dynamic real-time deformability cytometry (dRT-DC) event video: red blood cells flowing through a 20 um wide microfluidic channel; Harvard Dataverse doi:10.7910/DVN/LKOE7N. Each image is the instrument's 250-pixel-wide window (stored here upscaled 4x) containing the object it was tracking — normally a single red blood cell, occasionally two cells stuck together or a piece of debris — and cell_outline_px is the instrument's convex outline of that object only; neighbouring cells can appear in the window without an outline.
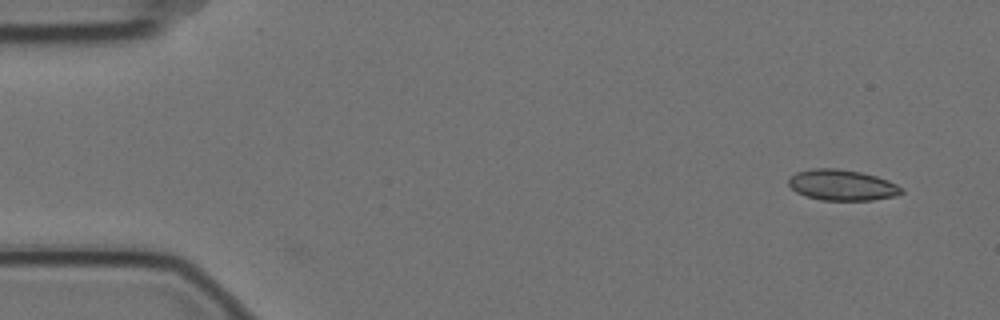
{"species": "Egyptian fruit bat (a non-hibernating species)", "species_latin": "Rousettus aegyptiacus", "temperature_condition": "cold", "stored_images_in_passage": 5, "camera_frame_rate_fps": 3000, "um_per_image_px": 0.085, "animal": {"sex": "female"}, "frame": {"image": 1, "passage_image": 1, "time_ms": 0.0, "image_size_px": [1000, 320], "cell_outline_px": [[904, 192], [896, 196], [872, 200], [820, 200], [796, 192], [788, 184], [788, 180], [796, 172], [812, 168], [836, 168], [860, 172], [876, 176], [888, 180], [904, 188]], "centroid_in_image_um": [71.6, 15.73], "position_along_channel_um": 13.4, "area_um2": 20.29}}